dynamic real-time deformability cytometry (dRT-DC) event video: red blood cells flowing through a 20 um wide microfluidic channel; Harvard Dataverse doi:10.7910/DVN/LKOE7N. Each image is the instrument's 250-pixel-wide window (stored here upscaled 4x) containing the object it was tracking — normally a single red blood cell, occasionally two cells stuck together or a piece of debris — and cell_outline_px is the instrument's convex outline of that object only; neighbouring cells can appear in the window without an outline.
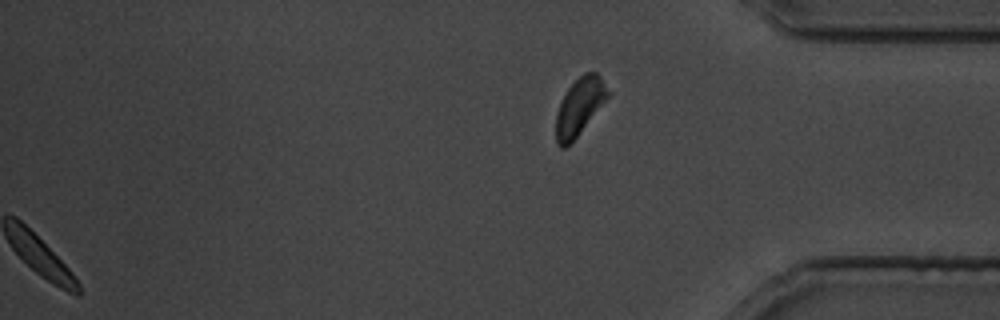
{"species": "common noctule bat (a hibernating species)", "species_latin": "Nyctalus noctula", "temperature_condition": "cold", "stored_images_in_passage": 27, "segment_of_instrument_passage": [2, 2], "camera_frame_rate_fps": 3000, "um_per_image_px": 0.085, "animal": {"sex": "male", "body_mass_g": 19.5, "forearm_length_mm": 54.6}, "frame": {"image": 1, "passage_image": 27, "time_ms": 31.333, "image_size_px": [1000, 320], "cell_outline_px": [[612, 92], [576, 136], [564, 148], [560, 148], [556, 144], [556, 112], [568, 88], [584, 72], [596, 72], [600, 76]], "centroid_in_image_um": [49.26, 9.03], "position_along_channel_um": 385.9, "area_um2": 16.88}}